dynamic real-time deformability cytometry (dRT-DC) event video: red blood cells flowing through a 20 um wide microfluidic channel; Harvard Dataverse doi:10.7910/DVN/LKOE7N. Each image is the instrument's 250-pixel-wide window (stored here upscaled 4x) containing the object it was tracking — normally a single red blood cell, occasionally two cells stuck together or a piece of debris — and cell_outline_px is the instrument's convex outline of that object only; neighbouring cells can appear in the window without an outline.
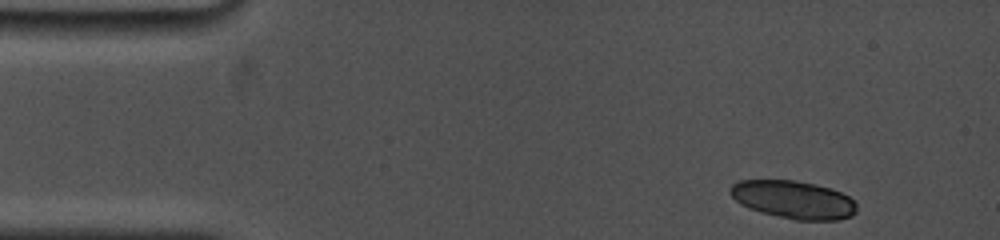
{"species": "common noctule bat (a hibernating species)", "species_latin": "Nyctalus noctula", "temperature_condition": "cold", "stored_images_in_passage": 4, "camera_frame_rate_fps": 5000, "um_per_image_px": 0.085, "animal": {"sex": "female", "body_mass_g": 19.0, "forearm_length_mm": 53.3}, "frame": {"image": 1, "passage_image": 1, "time_ms": 0.0, "image_size_px": [1000, 240], "cell_outline_px": [[856, 212], [852, 216], [836, 220], [796, 220], [760, 212], [748, 208], [740, 204], [728, 192], [732, 184], [740, 180], [796, 180], [816, 184], [832, 188], [856, 200]], "centroid_in_image_um": [67.45, 16.96], "position_along_channel_um": 17.5, "area_um2": 28.21}}